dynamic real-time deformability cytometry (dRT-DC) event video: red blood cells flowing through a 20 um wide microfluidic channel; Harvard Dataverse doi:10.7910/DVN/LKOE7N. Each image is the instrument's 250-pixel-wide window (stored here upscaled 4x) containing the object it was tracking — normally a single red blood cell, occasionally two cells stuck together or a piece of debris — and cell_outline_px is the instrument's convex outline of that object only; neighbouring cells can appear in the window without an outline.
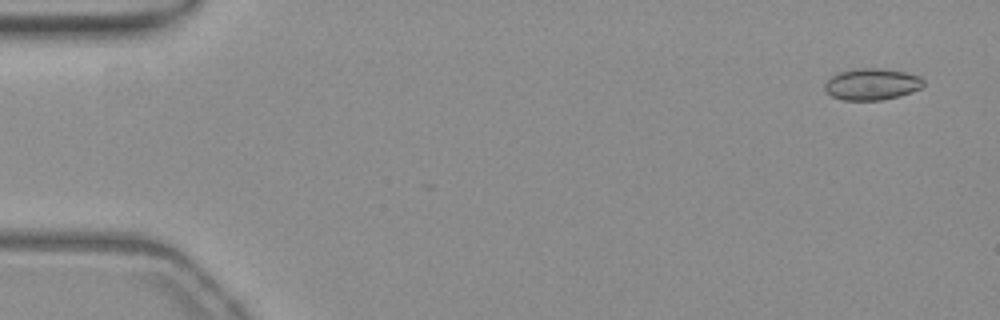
{"species": "common noctule bat (a hibernating species)", "species_latin": "Nyctalus noctula", "temperature_condition": "warm", "stored_images_in_passage": 54, "camera_frame_rate_fps": 3000, "um_per_image_px": 0.085, "animal": {"sex": "female", "body_mass_g": 19.3, "forearm_length_mm": 54.1}, "frame": {"image": 1, "passage_image": 3, "time_ms": 0.667, "image_size_px": [1000, 320], "cell_outline_px": [[924, 84], [920, 88], [900, 96], [880, 100], [844, 100], [832, 96], [824, 88], [824, 84], [832, 76], [840, 72], [852, 68], [876, 68], [904, 72], [920, 76], [924, 80]], "centroid_in_image_um": [74.11, 7.15], "position_along_channel_um": 10.9, "area_um2": 18.03}}
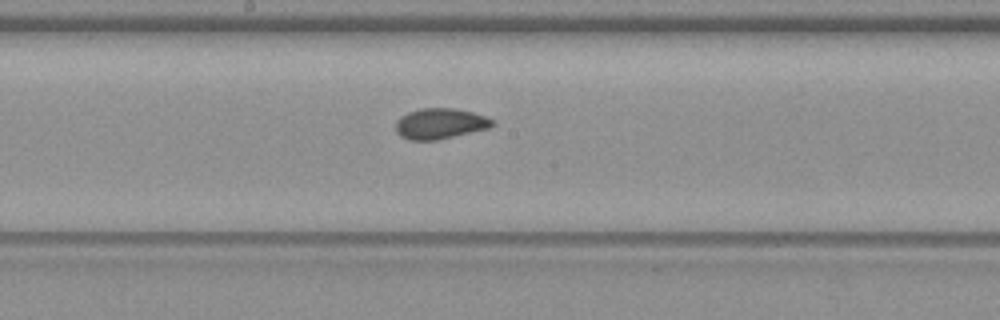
{"frame": {"image": 2, "passage_image": 29, "time_ms": 9.333, "image_size_px": [1000, 320], "cell_outline_px": [[496, 124], [488, 128], [436, 140], [408, 140], [400, 136], [396, 132], [396, 120], [400, 116], [408, 112], [420, 108], [456, 108], [472, 112], [484, 116], [492, 120]], "centroid_in_image_um": [37.36, 10.5], "position_along_channel_um": 210.8, "area_um2": 17.22}}
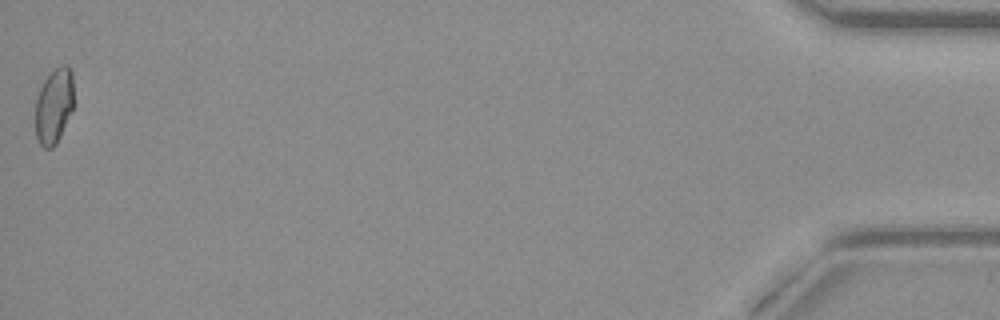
{"frame": {"image": 3, "passage_image": 54, "time_ms": 17.667, "image_size_px": [1000, 320], "cell_outline_px": [[72, 108], [60, 136], [56, 144], [52, 148], [44, 148], [40, 144], [36, 136], [36, 96], [44, 80], [60, 64], [68, 64], [72, 72]], "centroid_in_image_um": [4.57, 8.98], "position_along_channel_um": 430.6, "area_um2": 16.59}, "authors_computed_cell_mechanics": {"area_um2": 17.3689, "velocity_mm_per_s": 3.8548, "shape_relaxation_time_tau1_ms": null, "shape_relaxation_time_tau2_ms": 0.9777, "deformation_change_tau1": null, "deformation_change_tau2": 0.0411}}